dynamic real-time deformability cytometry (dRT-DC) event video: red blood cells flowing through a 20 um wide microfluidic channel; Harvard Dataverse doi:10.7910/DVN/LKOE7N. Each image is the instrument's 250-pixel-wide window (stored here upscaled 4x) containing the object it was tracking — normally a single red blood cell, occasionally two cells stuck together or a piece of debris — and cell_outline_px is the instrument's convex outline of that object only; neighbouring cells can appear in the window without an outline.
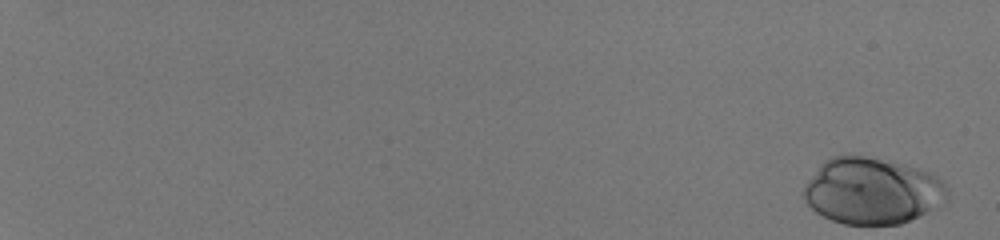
{"species": "human", "species_latin": "Homo sapiens", "temperature_condition": "room temperature", "stored_images_in_passage": 55, "camera_frame_rate_fps": 3000, "um_per_image_px": 0.085, "donor": {"sex": "male"}, "frame": {"image": 1, "passage_image": 1, "time_ms": 0.0, "image_size_px": [1000, 240], "cell_outline_px": [[948, 188], [944, 200], [924, 212], [900, 224], [844, 224], [832, 220], [816, 212], [804, 200], [804, 188], [808, 180], [820, 164], [824, 160], [832, 156], [864, 156], [904, 164], [932, 172]], "centroid_in_image_um": [74.09, 16.21], "position_along_channel_um": 10.9, "area_um2": 54.74}}
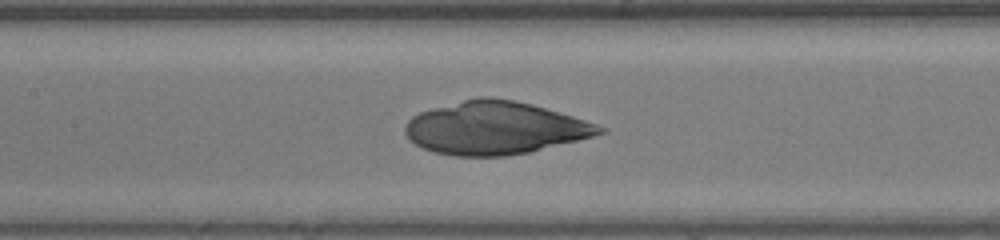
{"frame": {"image": 2, "passage_image": 32, "time_ms": 10.333, "image_size_px": [1000, 240], "cell_outline_px": [[608, 128], [604, 132], [592, 136], [528, 152], [504, 156], [452, 156], [432, 152], [420, 148], [408, 140], [404, 132], [404, 128], [408, 120], [412, 116], [420, 112], [432, 108], [480, 96], [492, 96], [532, 104], [572, 116]], "centroid_in_image_um": [41.99, 10.88], "position_along_channel_um": 165.4, "area_um2": 59.71}}
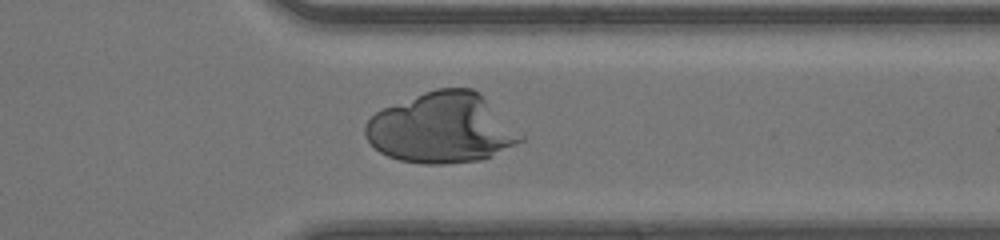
{"frame": {"image": 3, "passage_image": 47, "time_ms": 15.333, "image_size_px": [1000, 240], "cell_outline_px": [[524, 140], [492, 156], [480, 160], [444, 164], [424, 164], [400, 160], [388, 156], [380, 152], [364, 136], [364, 124], [376, 112], [384, 108], [424, 92], [436, 88], [472, 88], [480, 92], [524, 136]], "centroid_in_image_um": [37.55, 10.89], "position_along_channel_um": 373.8, "area_um2": 63.46}}